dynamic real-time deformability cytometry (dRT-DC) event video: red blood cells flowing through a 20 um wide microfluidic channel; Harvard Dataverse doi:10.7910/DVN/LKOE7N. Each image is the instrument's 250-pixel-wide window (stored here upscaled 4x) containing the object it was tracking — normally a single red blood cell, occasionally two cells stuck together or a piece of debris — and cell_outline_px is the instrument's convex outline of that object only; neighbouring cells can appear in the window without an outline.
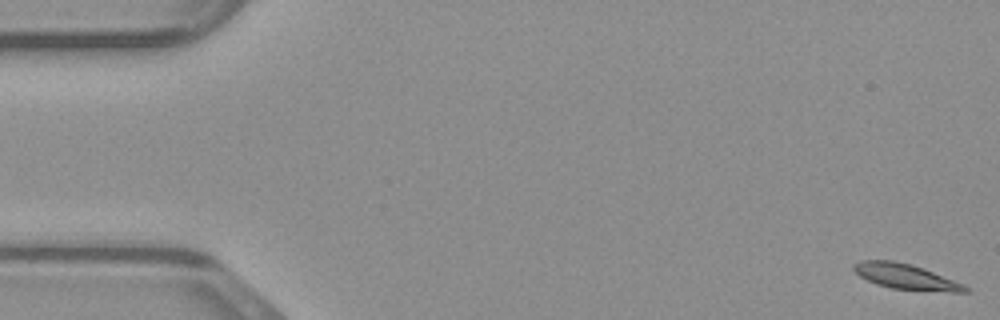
{"species": "common noctule bat (a hibernating species)", "species_latin": "Nyctalus noctula", "temperature_condition": "warm", "stored_images_in_passage": 49, "camera_frame_rate_fps": 3000, "um_per_image_px": 0.085, "animal": {"sex": "male", "body_mass_g": 23.1, "forearm_length_mm": 52.7}, "frame": {"image": 1, "passage_image": 1, "time_ms": 0.0, "image_size_px": [1000, 320], "cell_outline_px": [[968, 292], [952, 292], [892, 288], [876, 284], [860, 276], [852, 268], [852, 264], [860, 260], [892, 260], [912, 264], [924, 268], [964, 284], [968, 288]], "centroid_in_image_um": [76.98, 23.5], "position_along_channel_um": 8.0, "area_um2": 16.42}}
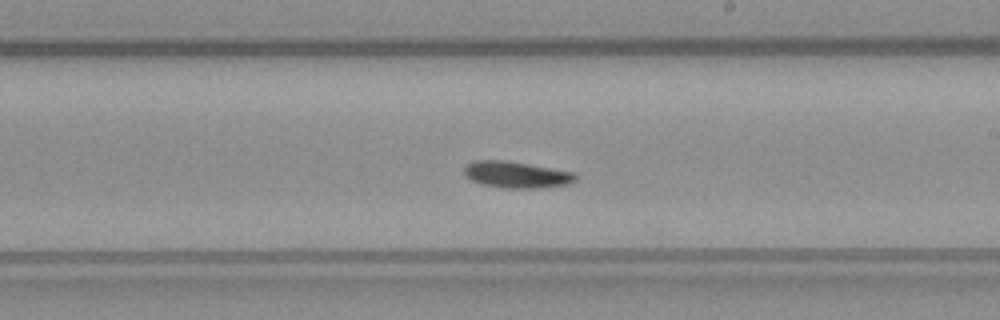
{"frame": {"image": 2, "passage_image": 28, "time_ms": 9.0, "image_size_px": [1000, 320], "cell_outline_px": [[576, 180], [568, 184], [544, 188], [504, 188], [480, 184], [464, 176], [464, 168], [472, 160], [504, 160], [576, 172]], "centroid_in_image_um": [43.89, 14.85], "position_along_channel_um": 245.1, "area_um2": 17.34}}
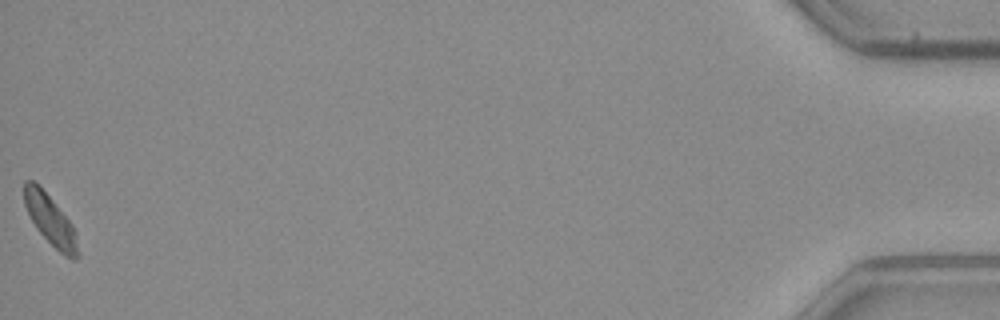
{"frame": {"image": 3, "passage_image": 49, "time_ms": 16.0, "image_size_px": [1000, 320], "cell_outline_px": [[80, 256], [76, 260], [72, 260], [64, 256], [36, 228], [24, 204], [24, 180], [36, 180], [72, 224], [76, 232], [80, 252]], "centroid_in_image_um": [4.31, 18.72], "position_along_channel_um": 430.9, "area_um2": 15.84}}